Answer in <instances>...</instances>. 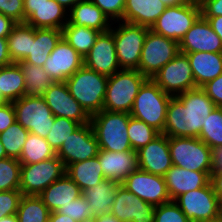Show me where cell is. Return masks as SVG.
I'll return each mask as SVG.
<instances>
[{"mask_svg": "<svg viewBox=\"0 0 222 222\" xmlns=\"http://www.w3.org/2000/svg\"><path fill=\"white\" fill-rule=\"evenodd\" d=\"M215 107L201 87L171 97L163 134L168 137L198 138L203 124Z\"/></svg>", "mask_w": 222, "mask_h": 222, "instance_id": "obj_1", "label": "cell"}, {"mask_svg": "<svg viewBox=\"0 0 222 222\" xmlns=\"http://www.w3.org/2000/svg\"><path fill=\"white\" fill-rule=\"evenodd\" d=\"M130 113L101 110L91 116L92 126L99 149L112 152L134 151L128 137Z\"/></svg>", "mask_w": 222, "mask_h": 222, "instance_id": "obj_2", "label": "cell"}, {"mask_svg": "<svg viewBox=\"0 0 222 222\" xmlns=\"http://www.w3.org/2000/svg\"><path fill=\"white\" fill-rule=\"evenodd\" d=\"M65 83L69 93L90 117L103 110L108 76L83 65Z\"/></svg>", "mask_w": 222, "mask_h": 222, "instance_id": "obj_3", "label": "cell"}, {"mask_svg": "<svg viewBox=\"0 0 222 222\" xmlns=\"http://www.w3.org/2000/svg\"><path fill=\"white\" fill-rule=\"evenodd\" d=\"M147 79L135 69H120L109 76L103 110L130 113L135 97Z\"/></svg>", "mask_w": 222, "mask_h": 222, "instance_id": "obj_4", "label": "cell"}, {"mask_svg": "<svg viewBox=\"0 0 222 222\" xmlns=\"http://www.w3.org/2000/svg\"><path fill=\"white\" fill-rule=\"evenodd\" d=\"M171 97L151 78H148L135 97L130 115L163 133Z\"/></svg>", "mask_w": 222, "mask_h": 222, "instance_id": "obj_5", "label": "cell"}, {"mask_svg": "<svg viewBox=\"0 0 222 222\" xmlns=\"http://www.w3.org/2000/svg\"><path fill=\"white\" fill-rule=\"evenodd\" d=\"M115 22L110 31L113 33L118 63L121 69L139 68L141 52L149 27L124 21Z\"/></svg>", "mask_w": 222, "mask_h": 222, "instance_id": "obj_6", "label": "cell"}, {"mask_svg": "<svg viewBox=\"0 0 222 222\" xmlns=\"http://www.w3.org/2000/svg\"><path fill=\"white\" fill-rule=\"evenodd\" d=\"M173 165L191 171H212L211 148L200 138L169 137Z\"/></svg>", "mask_w": 222, "mask_h": 222, "instance_id": "obj_7", "label": "cell"}, {"mask_svg": "<svg viewBox=\"0 0 222 222\" xmlns=\"http://www.w3.org/2000/svg\"><path fill=\"white\" fill-rule=\"evenodd\" d=\"M12 104L18 123L30 133L47 137L55 116L42 96H23Z\"/></svg>", "mask_w": 222, "mask_h": 222, "instance_id": "obj_8", "label": "cell"}, {"mask_svg": "<svg viewBox=\"0 0 222 222\" xmlns=\"http://www.w3.org/2000/svg\"><path fill=\"white\" fill-rule=\"evenodd\" d=\"M201 16L199 2L169 6L150 28L154 33L180 42Z\"/></svg>", "mask_w": 222, "mask_h": 222, "instance_id": "obj_9", "label": "cell"}, {"mask_svg": "<svg viewBox=\"0 0 222 222\" xmlns=\"http://www.w3.org/2000/svg\"><path fill=\"white\" fill-rule=\"evenodd\" d=\"M21 165L19 190L22 195L38 196L66 173V167L58 156L35 164Z\"/></svg>", "mask_w": 222, "mask_h": 222, "instance_id": "obj_10", "label": "cell"}, {"mask_svg": "<svg viewBox=\"0 0 222 222\" xmlns=\"http://www.w3.org/2000/svg\"><path fill=\"white\" fill-rule=\"evenodd\" d=\"M179 53V42L149 30L144 41L137 70L147 78H152Z\"/></svg>", "mask_w": 222, "mask_h": 222, "instance_id": "obj_11", "label": "cell"}, {"mask_svg": "<svg viewBox=\"0 0 222 222\" xmlns=\"http://www.w3.org/2000/svg\"><path fill=\"white\" fill-rule=\"evenodd\" d=\"M151 79L172 97L197 88L189 59L186 54L181 52L164 65Z\"/></svg>", "mask_w": 222, "mask_h": 222, "instance_id": "obj_12", "label": "cell"}, {"mask_svg": "<svg viewBox=\"0 0 222 222\" xmlns=\"http://www.w3.org/2000/svg\"><path fill=\"white\" fill-rule=\"evenodd\" d=\"M174 202L191 222L216 217L221 211L220 201L214 193L211 182L202 188L178 196Z\"/></svg>", "mask_w": 222, "mask_h": 222, "instance_id": "obj_13", "label": "cell"}, {"mask_svg": "<svg viewBox=\"0 0 222 222\" xmlns=\"http://www.w3.org/2000/svg\"><path fill=\"white\" fill-rule=\"evenodd\" d=\"M99 151L98 141L94 135L90 123L81 125L62 146L56 151L57 156L63 161L67 168L70 164L81 162L96 157Z\"/></svg>", "mask_w": 222, "mask_h": 222, "instance_id": "obj_14", "label": "cell"}, {"mask_svg": "<svg viewBox=\"0 0 222 222\" xmlns=\"http://www.w3.org/2000/svg\"><path fill=\"white\" fill-rule=\"evenodd\" d=\"M24 22L34 28L59 29L68 23V11L54 0H23Z\"/></svg>", "mask_w": 222, "mask_h": 222, "instance_id": "obj_15", "label": "cell"}, {"mask_svg": "<svg viewBox=\"0 0 222 222\" xmlns=\"http://www.w3.org/2000/svg\"><path fill=\"white\" fill-rule=\"evenodd\" d=\"M121 184L135 196L154 206L171 201L164 176L138 169L127 176Z\"/></svg>", "mask_w": 222, "mask_h": 222, "instance_id": "obj_16", "label": "cell"}, {"mask_svg": "<svg viewBox=\"0 0 222 222\" xmlns=\"http://www.w3.org/2000/svg\"><path fill=\"white\" fill-rule=\"evenodd\" d=\"M155 207L120 184L110 214L120 222H154Z\"/></svg>", "mask_w": 222, "mask_h": 222, "instance_id": "obj_17", "label": "cell"}, {"mask_svg": "<svg viewBox=\"0 0 222 222\" xmlns=\"http://www.w3.org/2000/svg\"><path fill=\"white\" fill-rule=\"evenodd\" d=\"M42 97L55 117H64L80 125L90 123L91 117L69 93L65 82H53Z\"/></svg>", "mask_w": 222, "mask_h": 222, "instance_id": "obj_18", "label": "cell"}, {"mask_svg": "<svg viewBox=\"0 0 222 222\" xmlns=\"http://www.w3.org/2000/svg\"><path fill=\"white\" fill-rule=\"evenodd\" d=\"M84 65V59L63 38L44 63L43 68L53 82H65Z\"/></svg>", "mask_w": 222, "mask_h": 222, "instance_id": "obj_19", "label": "cell"}, {"mask_svg": "<svg viewBox=\"0 0 222 222\" xmlns=\"http://www.w3.org/2000/svg\"><path fill=\"white\" fill-rule=\"evenodd\" d=\"M84 66L105 76H112L120 70L113 33H100L95 44L84 57Z\"/></svg>", "mask_w": 222, "mask_h": 222, "instance_id": "obj_20", "label": "cell"}, {"mask_svg": "<svg viewBox=\"0 0 222 222\" xmlns=\"http://www.w3.org/2000/svg\"><path fill=\"white\" fill-rule=\"evenodd\" d=\"M136 152L139 169L142 171L164 176L173 165L169 150V137L163 133Z\"/></svg>", "mask_w": 222, "mask_h": 222, "instance_id": "obj_21", "label": "cell"}, {"mask_svg": "<svg viewBox=\"0 0 222 222\" xmlns=\"http://www.w3.org/2000/svg\"><path fill=\"white\" fill-rule=\"evenodd\" d=\"M181 53H222V41L207 19L200 16L179 42Z\"/></svg>", "mask_w": 222, "mask_h": 222, "instance_id": "obj_22", "label": "cell"}, {"mask_svg": "<svg viewBox=\"0 0 222 222\" xmlns=\"http://www.w3.org/2000/svg\"><path fill=\"white\" fill-rule=\"evenodd\" d=\"M97 157L105 179L122 183L139 169L136 151L112 152L99 149Z\"/></svg>", "mask_w": 222, "mask_h": 222, "instance_id": "obj_23", "label": "cell"}, {"mask_svg": "<svg viewBox=\"0 0 222 222\" xmlns=\"http://www.w3.org/2000/svg\"><path fill=\"white\" fill-rule=\"evenodd\" d=\"M211 172L191 171L172 165L164 175L170 199L174 201L184 193L206 186L210 182Z\"/></svg>", "mask_w": 222, "mask_h": 222, "instance_id": "obj_24", "label": "cell"}, {"mask_svg": "<svg viewBox=\"0 0 222 222\" xmlns=\"http://www.w3.org/2000/svg\"><path fill=\"white\" fill-rule=\"evenodd\" d=\"M68 23L86 26L101 33L109 31L113 24L104 12L90 0L80 1L68 11Z\"/></svg>", "mask_w": 222, "mask_h": 222, "instance_id": "obj_25", "label": "cell"}, {"mask_svg": "<svg viewBox=\"0 0 222 222\" xmlns=\"http://www.w3.org/2000/svg\"><path fill=\"white\" fill-rule=\"evenodd\" d=\"M82 195L80 187L65 173L61 178L50 184L38 196L50 212L57 211L61 206L68 205Z\"/></svg>", "mask_w": 222, "mask_h": 222, "instance_id": "obj_26", "label": "cell"}, {"mask_svg": "<svg viewBox=\"0 0 222 222\" xmlns=\"http://www.w3.org/2000/svg\"><path fill=\"white\" fill-rule=\"evenodd\" d=\"M166 8L161 0H126L121 21L151 28Z\"/></svg>", "mask_w": 222, "mask_h": 222, "instance_id": "obj_27", "label": "cell"}, {"mask_svg": "<svg viewBox=\"0 0 222 222\" xmlns=\"http://www.w3.org/2000/svg\"><path fill=\"white\" fill-rule=\"evenodd\" d=\"M61 38L62 30L32 27L30 54L22 62L43 67Z\"/></svg>", "mask_w": 222, "mask_h": 222, "instance_id": "obj_28", "label": "cell"}, {"mask_svg": "<svg viewBox=\"0 0 222 222\" xmlns=\"http://www.w3.org/2000/svg\"><path fill=\"white\" fill-rule=\"evenodd\" d=\"M187 55L196 87L204 86L208 81L222 74V53L194 52Z\"/></svg>", "mask_w": 222, "mask_h": 222, "instance_id": "obj_29", "label": "cell"}, {"mask_svg": "<svg viewBox=\"0 0 222 222\" xmlns=\"http://www.w3.org/2000/svg\"><path fill=\"white\" fill-rule=\"evenodd\" d=\"M120 184L117 181L104 179L97 185L82 191V195L88 202L93 217L110 214L115 200V193Z\"/></svg>", "mask_w": 222, "mask_h": 222, "instance_id": "obj_30", "label": "cell"}, {"mask_svg": "<svg viewBox=\"0 0 222 222\" xmlns=\"http://www.w3.org/2000/svg\"><path fill=\"white\" fill-rule=\"evenodd\" d=\"M66 174L80 187L81 191L105 179L97 156L70 164L66 168Z\"/></svg>", "mask_w": 222, "mask_h": 222, "instance_id": "obj_31", "label": "cell"}, {"mask_svg": "<svg viewBox=\"0 0 222 222\" xmlns=\"http://www.w3.org/2000/svg\"><path fill=\"white\" fill-rule=\"evenodd\" d=\"M0 93L6 102H13L24 96V75L18 63L0 68Z\"/></svg>", "mask_w": 222, "mask_h": 222, "instance_id": "obj_32", "label": "cell"}, {"mask_svg": "<svg viewBox=\"0 0 222 222\" xmlns=\"http://www.w3.org/2000/svg\"><path fill=\"white\" fill-rule=\"evenodd\" d=\"M100 33L86 26H76L67 23L62 29V38L84 59Z\"/></svg>", "mask_w": 222, "mask_h": 222, "instance_id": "obj_33", "label": "cell"}, {"mask_svg": "<svg viewBox=\"0 0 222 222\" xmlns=\"http://www.w3.org/2000/svg\"><path fill=\"white\" fill-rule=\"evenodd\" d=\"M32 26L17 23L7 36L8 50L12 63L23 61L30 54Z\"/></svg>", "mask_w": 222, "mask_h": 222, "instance_id": "obj_34", "label": "cell"}, {"mask_svg": "<svg viewBox=\"0 0 222 222\" xmlns=\"http://www.w3.org/2000/svg\"><path fill=\"white\" fill-rule=\"evenodd\" d=\"M57 156V152L46 141L36 134H28L18 161L21 164H35Z\"/></svg>", "mask_w": 222, "mask_h": 222, "instance_id": "obj_35", "label": "cell"}, {"mask_svg": "<svg viewBox=\"0 0 222 222\" xmlns=\"http://www.w3.org/2000/svg\"><path fill=\"white\" fill-rule=\"evenodd\" d=\"M25 81L24 96H42L53 83L43 67L30 63L18 62Z\"/></svg>", "mask_w": 222, "mask_h": 222, "instance_id": "obj_36", "label": "cell"}, {"mask_svg": "<svg viewBox=\"0 0 222 222\" xmlns=\"http://www.w3.org/2000/svg\"><path fill=\"white\" fill-rule=\"evenodd\" d=\"M50 211L42 199L36 195H22L17 217L19 222H48Z\"/></svg>", "mask_w": 222, "mask_h": 222, "instance_id": "obj_37", "label": "cell"}, {"mask_svg": "<svg viewBox=\"0 0 222 222\" xmlns=\"http://www.w3.org/2000/svg\"><path fill=\"white\" fill-rule=\"evenodd\" d=\"M29 131L17 121L0 133V140L7 157L19 159Z\"/></svg>", "mask_w": 222, "mask_h": 222, "instance_id": "obj_38", "label": "cell"}, {"mask_svg": "<svg viewBox=\"0 0 222 222\" xmlns=\"http://www.w3.org/2000/svg\"><path fill=\"white\" fill-rule=\"evenodd\" d=\"M198 138L211 149L222 145V107L216 106L208 115Z\"/></svg>", "mask_w": 222, "mask_h": 222, "instance_id": "obj_39", "label": "cell"}, {"mask_svg": "<svg viewBox=\"0 0 222 222\" xmlns=\"http://www.w3.org/2000/svg\"><path fill=\"white\" fill-rule=\"evenodd\" d=\"M127 130L128 137L134 151L146 146L160 134V132L154 127L149 126L144 121L138 120L132 116L129 118Z\"/></svg>", "mask_w": 222, "mask_h": 222, "instance_id": "obj_40", "label": "cell"}, {"mask_svg": "<svg viewBox=\"0 0 222 222\" xmlns=\"http://www.w3.org/2000/svg\"><path fill=\"white\" fill-rule=\"evenodd\" d=\"M21 163L15 158H4L0 160V191L19 189Z\"/></svg>", "mask_w": 222, "mask_h": 222, "instance_id": "obj_41", "label": "cell"}, {"mask_svg": "<svg viewBox=\"0 0 222 222\" xmlns=\"http://www.w3.org/2000/svg\"><path fill=\"white\" fill-rule=\"evenodd\" d=\"M80 126L78 122L73 120L64 117H55L53 126L46 137V141L57 151L62 146V143L67 140L69 135Z\"/></svg>", "mask_w": 222, "mask_h": 222, "instance_id": "obj_42", "label": "cell"}, {"mask_svg": "<svg viewBox=\"0 0 222 222\" xmlns=\"http://www.w3.org/2000/svg\"><path fill=\"white\" fill-rule=\"evenodd\" d=\"M154 222H191L179 206L170 201L155 207Z\"/></svg>", "mask_w": 222, "mask_h": 222, "instance_id": "obj_43", "label": "cell"}, {"mask_svg": "<svg viewBox=\"0 0 222 222\" xmlns=\"http://www.w3.org/2000/svg\"><path fill=\"white\" fill-rule=\"evenodd\" d=\"M60 214L67 215L77 222L92 218V212L86 199L81 195L76 200L71 201L68 205L61 206L57 210Z\"/></svg>", "mask_w": 222, "mask_h": 222, "instance_id": "obj_44", "label": "cell"}, {"mask_svg": "<svg viewBox=\"0 0 222 222\" xmlns=\"http://www.w3.org/2000/svg\"><path fill=\"white\" fill-rule=\"evenodd\" d=\"M22 193L19 189L0 191V219L17 214Z\"/></svg>", "mask_w": 222, "mask_h": 222, "instance_id": "obj_45", "label": "cell"}, {"mask_svg": "<svg viewBox=\"0 0 222 222\" xmlns=\"http://www.w3.org/2000/svg\"><path fill=\"white\" fill-rule=\"evenodd\" d=\"M112 21L123 19L126 0H90Z\"/></svg>", "mask_w": 222, "mask_h": 222, "instance_id": "obj_46", "label": "cell"}, {"mask_svg": "<svg viewBox=\"0 0 222 222\" xmlns=\"http://www.w3.org/2000/svg\"><path fill=\"white\" fill-rule=\"evenodd\" d=\"M0 13L17 23H24V1L0 0Z\"/></svg>", "mask_w": 222, "mask_h": 222, "instance_id": "obj_47", "label": "cell"}, {"mask_svg": "<svg viewBox=\"0 0 222 222\" xmlns=\"http://www.w3.org/2000/svg\"><path fill=\"white\" fill-rule=\"evenodd\" d=\"M213 103L222 107V74L201 87Z\"/></svg>", "mask_w": 222, "mask_h": 222, "instance_id": "obj_48", "label": "cell"}, {"mask_svg": "<svg viewBox=\"0 0 222 222\" xmlns=\"http://www.w3.org/2000/svg\"><path fill=\"white\" fill-rule=\"evenodd\" d=\"M15 121V110L12 102L0 105V133L5 131Z\"/></svg>", "mask_w": 222, "mask_h": 222, "instance_id": "obj_49", "label": "cell"}, {"mask_svg": "<svg viewBox=\"0 0 222 222\" xmlns=\"http://www.w3.org/2000/svg\"><path fill=\"white\" fill-rule=\"evenodd\" d=\"M199 5L202 17L222 16V0H201Z\"/></svg>", "mask_w": 222, "mask_h": 222, "instance_id": "obj_50", "label": "cell"}, {"mask_svg": "<svg viewBox=\"0 0 222 222\" xmlns=\"http://www.w3.org/2000/svg\"><path fill=\"white\" fill-rule=\"evenodd\" d=\"M16 24L13 19L0 13V38H7Z\"/></svg>", "mask_w": 222, "mask_h": 222, "instance_id": "obj_51", "label": "cell"}, {"mask_svg": "<svg viewBox=\"0 0 222 222\" xmlns=\"http://www.w3.org/2000/svg\"><path fill=\"white\" fill-rule=\"evenodd\" d=\"M212 156V172L222 173V145L211 149Z\"/></svg>", "mask_w": 222, "mask_h": 222, "instance_id": "obj_52", "label": "cell"}, {"mask_svg": "<svg viewBox=\"0 0 222 222\" xmlns=\"http://www.w3.org/2000/svg\"><path fill=\"white\" fill-rule=\"evenodd\" d=\"M12 64L8 50L7 38H0V68Z\"/></svg>", "mask_w": 222, "mask_h": 222, "instance_id": "obj_53", "label": "cell"}, {"mask_svg": "<svg viewBox=\"0 0 222 222\" xmlns=\"http://www.w3.org/2000/svg\"><path fill=\"white\" fill-rule=\"evenodd\" d=\"M210 182L214 193L217 195L220 204H222V173H211Z\"/></svg>", "mask_w": 222, "mask_h": 222, "instance_id": "obj_54", "label": "cell"}, {"mask_svg": "<svg viewBox=\"0 0 222 222\" xmlns=\"http://www.w3.org/2000/svg\"><path fill=\"white\" fill-rule=\"evenodd\" d=\"M203 18L207 19L213 31L219 36L222 41V16Z\"/></svg>", "mask_w": 222, "mask_h": 222, "instance_id": "obj_55", "label": "cell"}, {"mask_svg": "<svg viewBox=\"0 0 222 222\" xmlns=\"http://www.w3.org/2000/svg\"><path fill=\"white\" fill-rule=\"evenodd\" d=\"M48 222H77L67 215L60 214L58 211L50 212Z\"/></svg>", "mask_w": 222, "mask_h": 222, "instance_id": "obj_56", "label": "cell"}, {"mask_svg": "<svg viewBox=\"0 0 222 222\" xmlns=\"http://www.w3.org/2000/svg\"><path fill=\"white\" fill-rule=\"evenodd\" d=\"M60 4L65 10L69 11L73 6L83 0H54Z\"/></svg>", "mask_w": 222, "mask_h": 222, "instance_id": "obj_57", "label": "cell"}, {"mask_svg": "<svg viewBox=\"0 0 222 222\" xmlns=\"http://www.w3.org/2000/svg\"><path fill=\"white\" fill-rule=\"evenodd\" d=\"M165 6H177V5H183L190 2H193L192 0H161Z\"/></svg>", "mask_w": 222, "mask_h": 222, "instance_id": "obj_58", "label": "cell"}, {"mask_svg": "<svg viewBox=\"0 0 222 222\" xmlns=\"http://www.w3.org/2000/svg\"><path fill=\"white\" fill-rule=\"evenodd\" d=\"M96 222H120L112 214H105L103 216L96 217Z\"/></svg>", "mask_w": 222, "mask_h": 222, "instance_id": "obj_59", "label": "cell"}, {"mask_svg": "<svg viewBox=\"0 0 222 222\" xmlns=\"http://www.w3.org/2000/svg\"><path fill=\"white\" fill-rule=\"evenodd\" d=\"M0 222H19L17 214L7 216L0 219Z\"/></svg>", "mask_w": 222, "mask_h": 222, "instance_id": "obj_60", "label": "cell"}, {"mask_svg": "<svg viewBox=\"0 0 222 222\" xmlns=\"http://www.w3.org/2000/svg\"><path fill=\"white\" fill-rule=\"evenodd\" d=\"M199 222H222V215L219 214L216 217H213V218H210V219H206V220H202V221H199Z\"/></svg>", "mask_w": 222, "mask_h": 222, "instance_id": "obj_61", "label": "cell"}, {"mask_svg": "<svg viewBox=\"0 0 222 222\" xmlns=\"http://www.w3.org/2000/svg\"><path fill=\"white\" fill-rule=\"evenodd\" d=\"M4 158H7V154L0 140V160Z\"/></svg>", "mask_w": 222, "mask_h": 222, "instance_id": "obj_62", "label": "cell"}, {"mask_svg": "<svg viewBox=\"0 0 222 222\" xmlns=\"http://www.w3.org/2000/svg\"><path fill=\"white\" fill-rule=\"evenodd\" d=\"M81 222H96V218H95V217H92V218L83 220V221H81Z\"/></svg>", "mask_w": 222, "mask_h": 222, "instance_id": "obj_63", "label": "cell"}, {"mask_svg": "<svg viewBox=\"0 0 222 222\" xmlns=\"http://www.w3.org/2000/svg\"><path fill=\"white\" fill-rule=\"evenodd\" d=\"M6 103V101L2 98L1 93H0V105Z\"/></svg>", "mask_w": 222, "mask_h": 222, "instance_id": "obj_64", "label": "cell"}]
</instances>
